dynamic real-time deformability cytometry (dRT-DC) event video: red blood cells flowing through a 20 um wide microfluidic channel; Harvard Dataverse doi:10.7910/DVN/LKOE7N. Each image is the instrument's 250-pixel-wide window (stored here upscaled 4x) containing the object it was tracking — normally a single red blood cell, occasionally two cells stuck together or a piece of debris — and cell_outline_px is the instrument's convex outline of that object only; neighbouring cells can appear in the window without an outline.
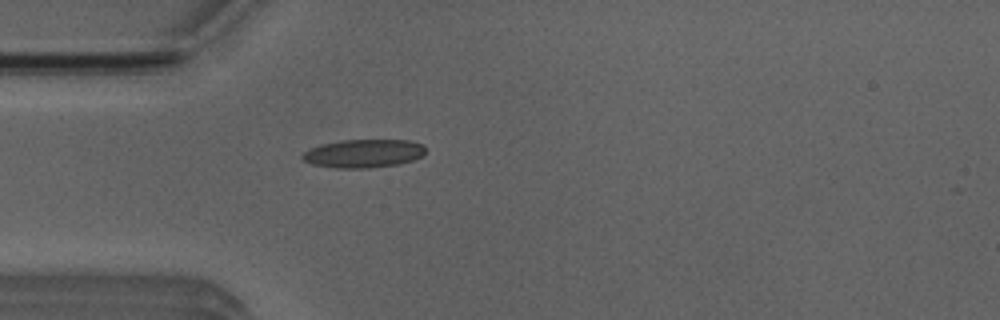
{"species": "Egyptian fruit bat (a non-hibernating species)", "species_latin": "Rousettus aegyptiacus", "temperature_condition": "room temperature", "stored_images_in_passage": 3, "camera_frame_rate_fps": 3000, "um_per_image_px": 0.085, "animal": {"sex": "male"}, "frame": {"image": 1, "passage_image": 3, "time_ms": 3.0, "image_size_px": [1000, 320], "cell_outline_px": [[424, 152], [420, 156], [412, 160], [396, 164], [368, 168], [336, 168], [312, 164], [304, 160], [300, 156], [304, 152], [312, 148], [324, 144], [344, 140], [408, 140], [424, 144]], "centroid_in_image_um": [30.9, 13.04], "position_along_channel_um": 54.1, "area_um2": 20.0}}